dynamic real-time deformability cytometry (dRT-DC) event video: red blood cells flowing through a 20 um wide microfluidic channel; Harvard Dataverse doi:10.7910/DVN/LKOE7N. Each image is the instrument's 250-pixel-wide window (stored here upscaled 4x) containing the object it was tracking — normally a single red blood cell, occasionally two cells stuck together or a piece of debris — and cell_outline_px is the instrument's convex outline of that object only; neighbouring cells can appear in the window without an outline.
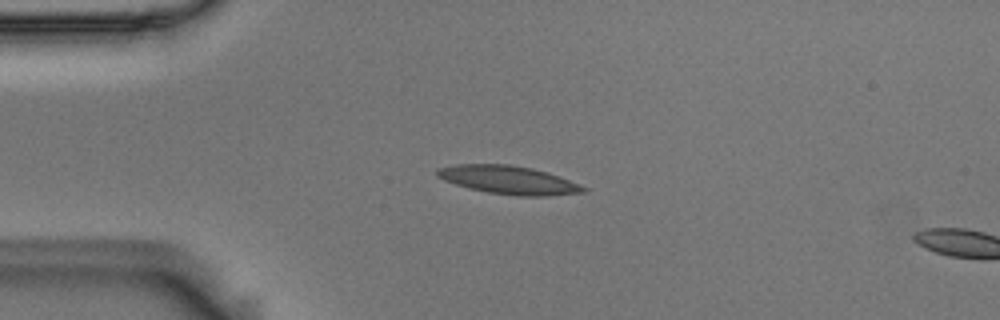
{"species": "Egyptian fruit bat (a non-hibernating species)", "species_latin": "Rousettus aegyptiacus", "temperature_condition": "room temperature", "stored_images_in_passage": 14, "segment_of_instrument_passage": [1, 2], "camera_frame_rate_fps": 3000, "um_per_image_px": 0.085, "animal": {"sex": "male"}, "frame": {"image": 1, "passage_image": 2, "time_ms": 0.333, "image_size_px": [1000, 320], "cell_outline_px": [[588, 192], [548, 196], [516, 196], [488, 192], [468, 188], [444, 180], [436, 176], [436, 168], [456, 164], [508, 164], [532, 168], [548, 172], [560, 176], [580, 184], [588, 188]], "centroid_in_image_um": [43.26, 15.3], "position_along_channel_um": 41.7, "area_um2": 24.39}}
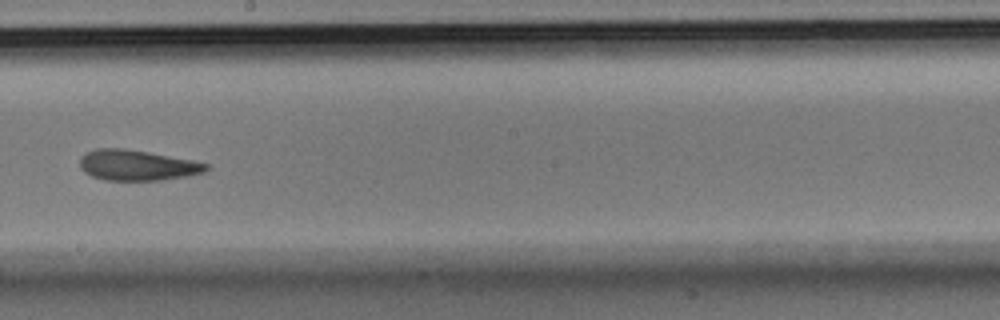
{"frame": {"image": 2, "passage_image": 7, "time_ms": 2.0, "image_size_px": [1000, 320], "cell_outline_px": [[208, 168], [204, 172], [188, 176], [160, 180], [104, 180], [92, 176], [84, 172], [80, 168], [80, 156], [96, 148], [124, 148], [148, 152], [192, 160], [208, 164]], "centroid_in_image_um": [11.63, 14.04], "position_along_channel_um": 236.6, "area_um2": 22.43}}
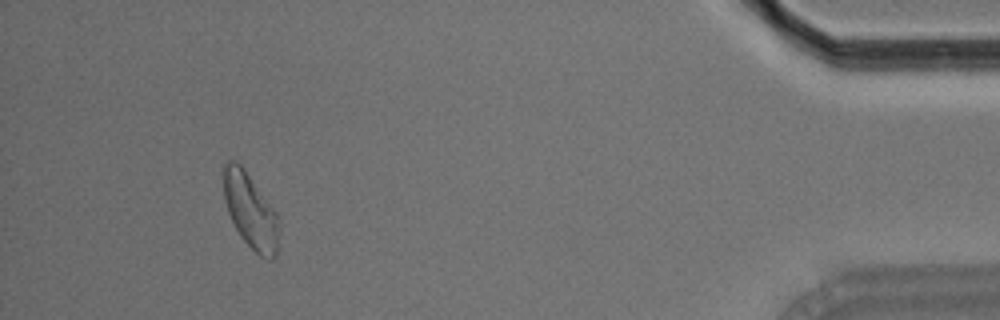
{"frame": {"image": 3, "passage_image": 12, "time_ms": 3.667, "image_size_px": [1000, 320], "cell_outline_px": [[280, 228], [276, 256], [272, 260], [268, 260], [260, 256], [240, 236], [228, 212], [224, 200], [224, 164], [228, 160], [236, 160], [244, 168], [280, 216]], "centroid_in_image_um": [21.33, 17.94], "position_along_channel_um": 413.9, "area_um2": 24.45}}